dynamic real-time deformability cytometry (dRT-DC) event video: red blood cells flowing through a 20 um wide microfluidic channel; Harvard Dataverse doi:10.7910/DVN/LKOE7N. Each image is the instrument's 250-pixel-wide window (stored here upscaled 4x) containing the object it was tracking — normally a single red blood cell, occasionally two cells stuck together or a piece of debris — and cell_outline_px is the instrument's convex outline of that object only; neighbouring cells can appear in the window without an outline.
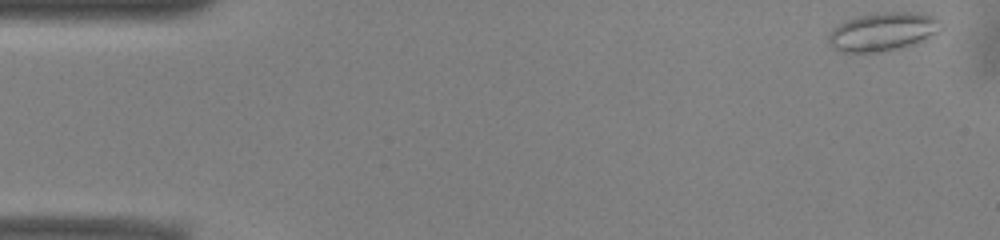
{"species": "common noctule bat (a hibernating species)", "species_latin": "Nyctalus noctula", "temperature_condition": "warm", "stored_images_in_passage": 40, "camera_frame_rate_fps": 3000, "um_per_image_px": 0.085, "animal": {"sex": "male", "body_mass_g": 13.0, "forearm_length_mm": 53.1}, "frame": {"image": 1, "passage_image": 1, "time_ms": 0.0, "image_size_px": [1000, 240], "cell_outline_px": [[944, 28], [912, 44], [880, 52], [840, 52], [832, 48], [828, 40], [828, 36], [832, 28], [844, 20], [860, 16], [884, 12], [916, 12], [936, 16], [944, 24]], "centroid_in_image_um": [75.02, 2.68], "position_along_channel_um": 10.0, "area_um2": 25.14}}
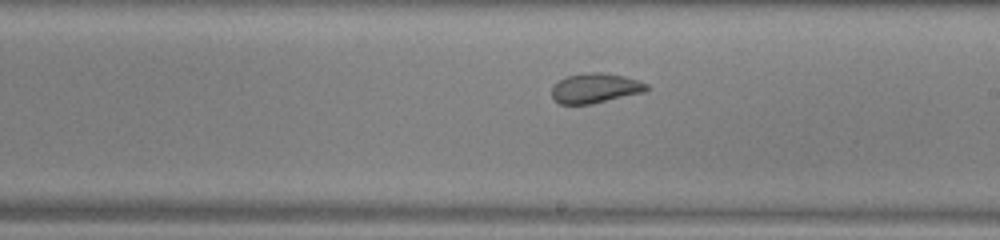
{"frame": {"image": 2, "passage_image": 28, "time_ms": 9.0, "image_size_px": [1000, 240], "cell_outline_px": [[648, 88], [644, 92], [592, 104], [560, 104], [552, 100], [552, 84], [568, 76], [588, 72], [600, 72], [624, 76], [648, 84]], "centroid_in_image_um": [50.56, 7.5], "position_along_channel_um": 238.4, "area_um2": 16.47}}
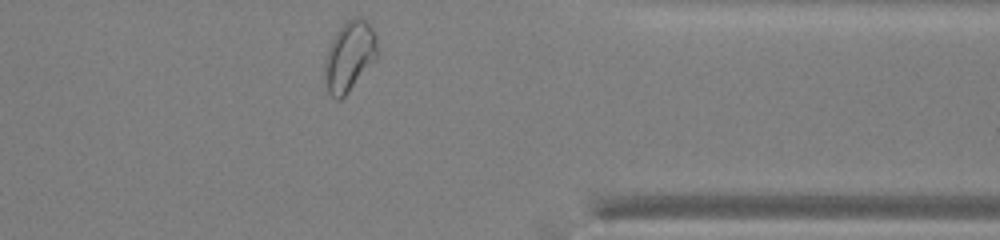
{"frame": {"image": 3, "passage_image": 40, "time_ms": 13.0, "image_size_px": [1000, 240], "cell_outline_px": [[376, 60], [348, 92], [340, 100], [336, 100], [328, 92], [324, 84], [324, 60], [328, 48], [336, 32], [352, 16], [356, 16], [364, 20], [372, 28], [376, 36]], "centroid_in_image_um": [29.67, 4.81], "position_along_channel_um": 381.7, "area_um2": 21.44}, "authors_computed_cell_mechanics": {"area_um2": 17.9758, "velocity_mm_per_s": 3.932, "shape_relaxation_time_tau1_ms": null, "shape_relaxation_time_tau2_ms": 0.8094, "deformation_change_tau1": null, "deformation_change_tau2": 0.0537}}